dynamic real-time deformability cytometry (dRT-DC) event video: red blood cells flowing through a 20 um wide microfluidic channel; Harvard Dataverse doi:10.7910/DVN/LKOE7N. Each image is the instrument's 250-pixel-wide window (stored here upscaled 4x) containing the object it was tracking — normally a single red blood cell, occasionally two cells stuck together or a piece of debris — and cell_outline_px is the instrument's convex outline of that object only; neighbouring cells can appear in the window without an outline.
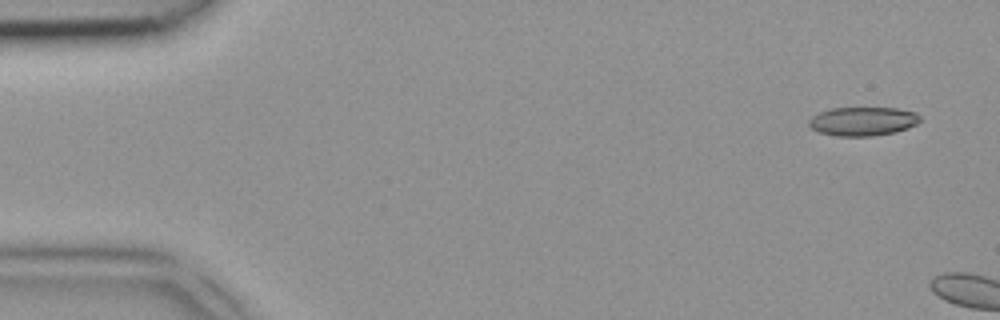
{"species": "common noctule bat (a hibernating species)", "species_latin": "Nyctalus noctula", "temperature_condition": "room temperature", "stored_images_in_passage": 2, "camera_frame_rate_fps": 3000, "um_per_image_px": 0.085, "animal": {"sex": "female", "body_mass_g": 18.4}, "frame": {"image": 1, "passage_image": 1, "time_ms": 0.0, "image_size_px": [1000, 320], "cell_outline_px": [[920, 120], [916, 124], [908, 128], [896, 132], [872, 136], [836, 136], [816, 132], [808, 124], [808, 120], [812, 116], [820, 112], [832, 108], [896, 108], [916, 112], [920, 116]], "centroid_in_image_um": [73.33, 10.32], "position_along_channel_um": 11.7, "area_um2": 18.79}}